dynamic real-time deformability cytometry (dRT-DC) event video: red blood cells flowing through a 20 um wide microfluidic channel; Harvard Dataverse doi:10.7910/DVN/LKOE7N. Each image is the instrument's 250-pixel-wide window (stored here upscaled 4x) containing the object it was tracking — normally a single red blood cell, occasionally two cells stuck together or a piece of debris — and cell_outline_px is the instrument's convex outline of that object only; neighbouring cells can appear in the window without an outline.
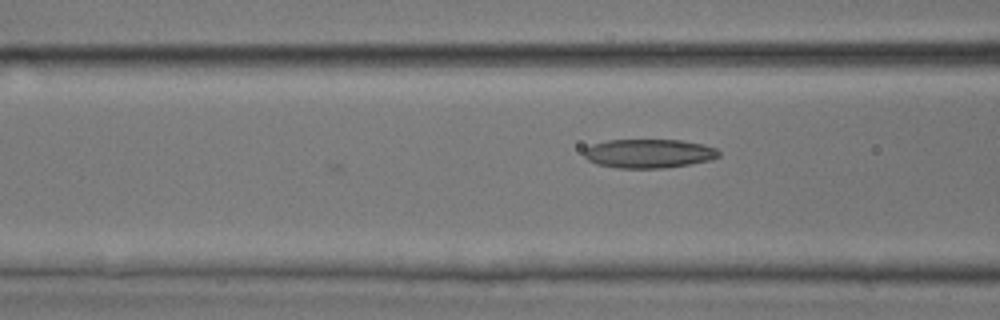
{"species": "common noctule bat (a hibernating species)", "species_latin": "Nyctalus noctula", "temperature_condition": "room temperature", "stored_images_in_passage": 4, "camera_frame_rate_fps": 3000, "um_per_image_px": 0.085, "animal": {"sex": "male", "body_mass_g": 17.9, "forearm_length_mm": 54.2}, "frame": {"image": 1, "passage_image": 4, "time_ms": 1.0, "image_size_px": [1000, 320], "cell_outline_px": [[720, 156], [712, 160], [664, 168], [620, 168], [596, 164], [588, 160], [584, 156], [584, 148], [592, 144], [608, 140], [680, 140], [704, 144], [716, 148], [720, 152]], "centroid_in_image_um": [55.15, 13.04], "position_along_channel_um": 111.4, "area_um2": 22.83}}